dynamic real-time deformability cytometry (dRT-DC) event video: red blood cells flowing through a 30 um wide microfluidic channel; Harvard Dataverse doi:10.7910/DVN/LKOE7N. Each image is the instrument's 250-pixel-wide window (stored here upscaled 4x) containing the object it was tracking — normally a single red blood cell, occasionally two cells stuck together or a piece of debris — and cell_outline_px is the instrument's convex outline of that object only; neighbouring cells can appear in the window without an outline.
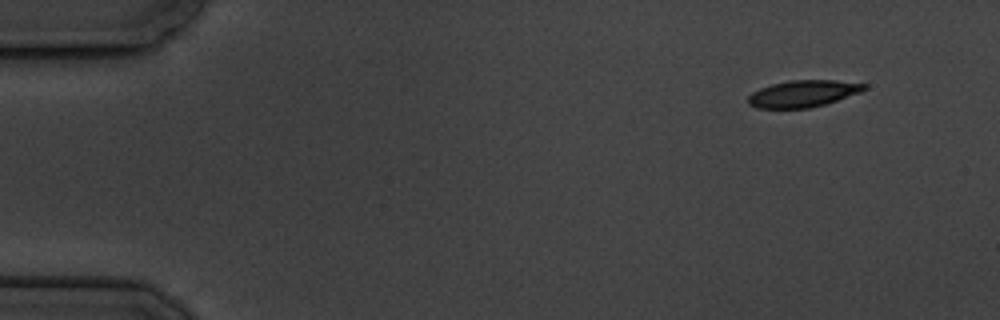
{"species": "common noctule bat (a hibernating species)", "species_latin": "Nyctalus noctula", "temperature_condition": "cold", "stored_images_in_passage": 5, "camera_frame_rate_fps": 3000, "um_per_image_px": 0.085, "animal": {"sex": "male", "body_mass_g": 19.5, "forearm_length_mm": 54.6}, "frame": {"image": 1, "passage_image": 1, "time_ms": 0.0, "image_size_px": [1000, 320], "cell_outline_px": [[868, 88], [860, 92], [824, 104], [808, 108], [756, 108], [748, 104], [748, 96], [752, 92], [760, 88], [772, 84], [788, 80], [836, 80], [868, 84]], "centroid_in_image_um": [68.25, 7.95], "position_along_channel_um": 16.8, "area_um2": 18.09}}
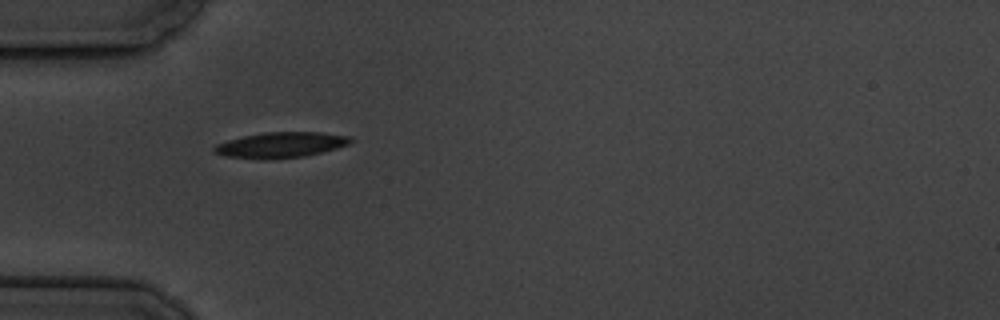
{"frame": {"image": 2, "passage_image": 4, "time_ms": 4.333, "image_size_px": [1000, 320], "cell_outline_px": [[352, 140], [348, 144], [324, 152], [304, 156], [272, 160], [260, 160], [224, 156], [212, 152], [212, 148], [216, 144], [228, 140], [244, 136], [264, 132], [324, 132], [352, 136]], "centroid_in_image_um": [23.85, 12.33], "position_along_channel_um": 61.2, "area_um2": 20.69}}